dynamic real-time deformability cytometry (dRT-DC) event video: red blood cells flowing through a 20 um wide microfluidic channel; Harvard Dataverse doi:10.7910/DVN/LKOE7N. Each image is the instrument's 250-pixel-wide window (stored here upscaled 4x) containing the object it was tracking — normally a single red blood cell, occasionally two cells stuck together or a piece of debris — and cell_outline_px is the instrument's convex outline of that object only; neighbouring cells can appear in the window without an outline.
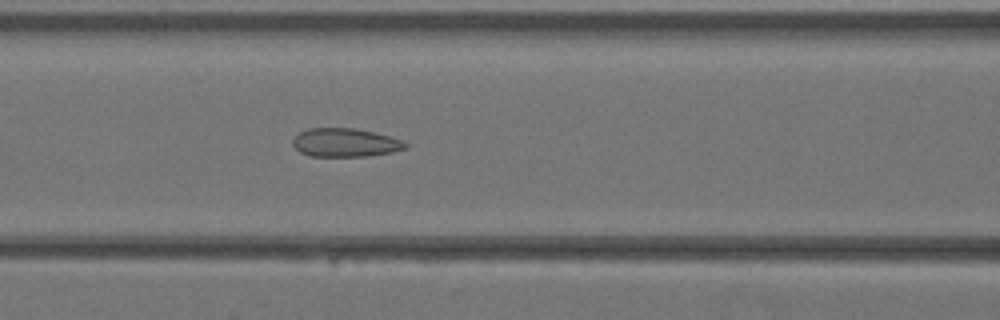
{"species": "Egyptian fruit bat (a non-hibernating species)", "species_latin": "Rousettus aegyptiacus", "temperature_condition": "warm", "stored_images_in_passage": 28, "camera_frame_rate_fps": 3000, "um_per_image_px": 0.085, "animal": {"sex": "female"}, "frame": {"image": 1, "passage_image": 6, "time_ms": 1.667, "image_size_px": [1000, 320], "cell_outline_px": [[412, 144], [408, 148], [392, 152], [368, 156], [308, 156], [300, 152], [292, 144], [292, 140], [300, 132], [308, 128], [356, 128], [404, 140]], "centroid_in_image_um": [29.39, 12.12], "position_along_channel_um": 137.2, "area_um2": 18.9}}
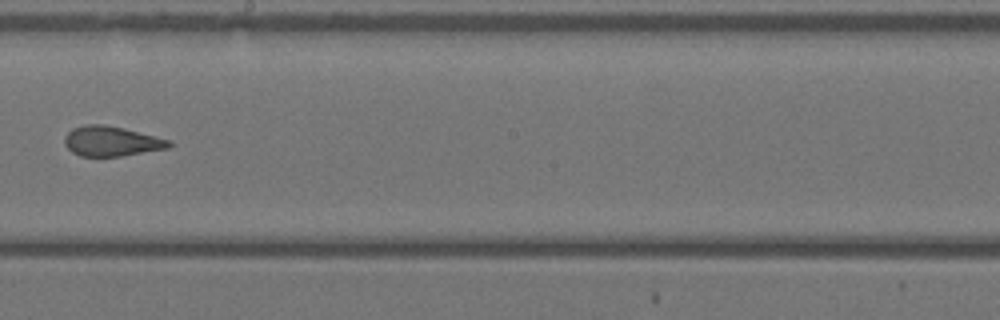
{"frame": {"image": 2, "passage_image": 12, "time_ms": 3.667, "image_size_px": [1000, 320], "cell_outline_px": [[172, 144], [168, 148], [120, 156], [80, 156], [72, 152], [64, 144], [64, 136], [72, 128], [88, 124], [104, 124], [124, 128], [172, 140]], "centroid_in_image_um": [9.46, 11.99], "position_along_channel_um": 238.7, "area_um2": 18.26}}
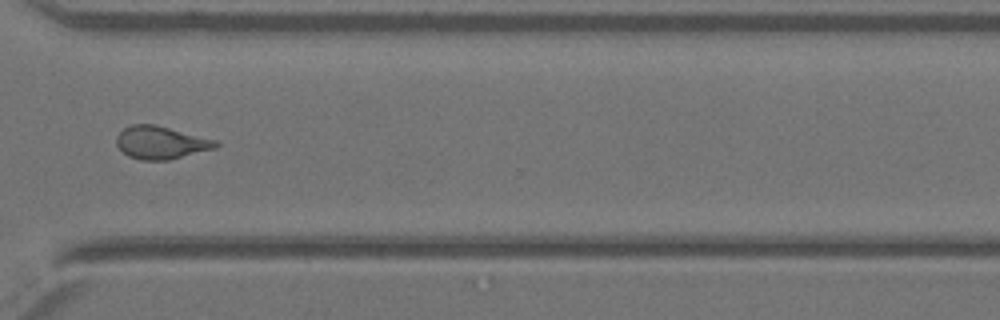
{"frame": {"image": 3, "passage_image": 19, "time_ms": 6.0, "image_size_px": [1000, 320], "cell_outline_px": [[220, 144], [216, 148], [168, 160], [140, 160], [128, 156], [116, 144], [116, 136], [124, 128], [132, 124], [156, 124], [216, 140]], "centroid_in_image_um": [13.67, 12.11], "position_along_channel_um": 356.9, "area_um2": 18.96}}